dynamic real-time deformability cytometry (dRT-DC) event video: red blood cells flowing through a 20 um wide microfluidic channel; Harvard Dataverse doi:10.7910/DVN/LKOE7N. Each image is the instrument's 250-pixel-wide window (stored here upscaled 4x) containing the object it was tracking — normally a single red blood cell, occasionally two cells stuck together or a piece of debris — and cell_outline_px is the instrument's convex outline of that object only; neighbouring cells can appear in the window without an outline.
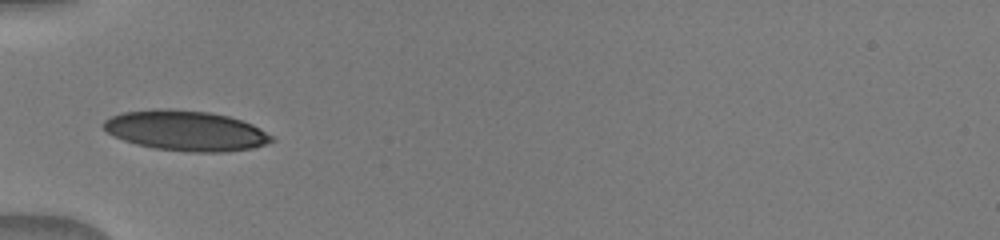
{"species": "human", "species_latin": "Homo sapiens", "temperature_condition": "warm", "stored_images_in_passage": 7, "camera_frame_rate_fps": 3000, "um_per_image_px": 0.085, "donor": {"sex": "male"}, "frame": {"image": 1, "passage_image": 1, "time_ms": 0.0, "image_size_px": [1000, 240], "cell_outline_px": [[276, 140], [252, 148], [224, 152], [188, 152], [156, 148], [136, 144], [124, 140], [108, 132], [100, 124], [104, 120], [112, 116], [124, 112], [156, 108], [168, 108], [208, 112], [228, 116], [252, 124], [260, 128], [272, 136]], "centroid_in_image_um": [15.79, 11.1], "position_along_channel_um": 69.2, "area_um2": 39.25}}
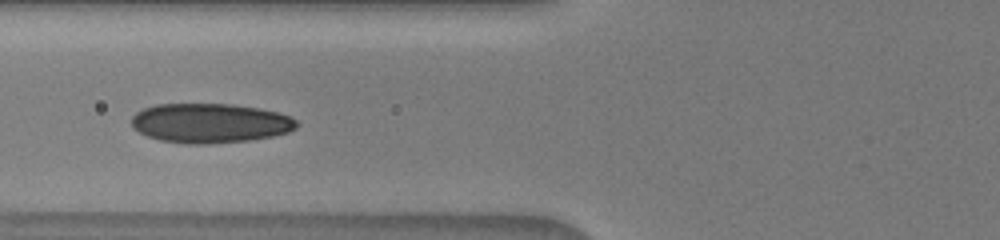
{"frame": {"image": 2, "passage_image": 3, "time_ms": 1.0, "image_size_px": [1000, 240], "cell_outline_px": [[300, 124], [296, 128], [288, 132], [272, 136], [248, 140], [204, 144], [188, 144], [160, 140], [148, 136], [132, 128], [132, 116], [136, 112], [144, 108], [156, 104], [232, 104], [260, 108], [276, 112], [288, 116], [296, 120]], "centroid_in_image_um": [17.85, 10.46], "position_along_channel_um": 108.0, "area_um2": 37.97}}
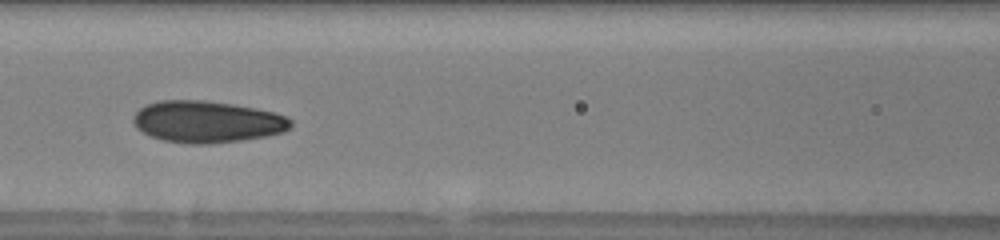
{"frame": {"image": 3, "passage_image": 6, "time_ms": 2.0, "image_size_px": [1000, 240], "cell_outline_px": [[292, 124], [284, 132], [264, 136], [240, 140], [208, 144], [188, 144], [164, 140], [152, 136], [136, 128], [132, 120], [136, 112], [144, 104], [160, 100], [204, 100], [232, 104], [256, 108], [288, 116], [292, 120]], "centroid_in_image_um": [17.58, 10.34], "position_along_channel_um": 149.0, "area_um2": 38.26}}